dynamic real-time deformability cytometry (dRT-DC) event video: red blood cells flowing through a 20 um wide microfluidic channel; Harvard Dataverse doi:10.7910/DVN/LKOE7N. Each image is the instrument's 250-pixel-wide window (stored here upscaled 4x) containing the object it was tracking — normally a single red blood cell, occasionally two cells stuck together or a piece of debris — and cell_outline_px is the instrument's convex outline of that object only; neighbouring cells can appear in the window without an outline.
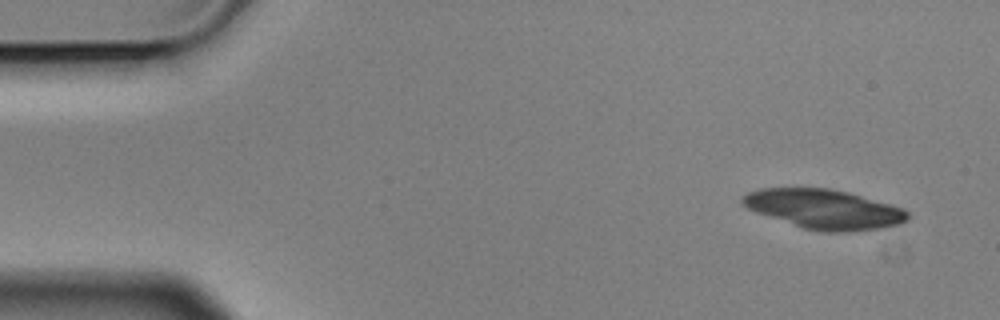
{"species": "Egyptian fruit bat (a non-hibernating species)", "species_latin": "Rousettus aegyptiacus", "temperature_condition": "cold", "stored_images_in_passage": 5, "camera_frame_rate_fps": 3000, "um_per_image_px": 0.085, "animal": {"sex": "male"}, "frame": {"image": 1, "passage_image": 1, "time_ms": 0.0, "image_size_px": [1000, 320], "cell_outline_px": [[908, 220], [900, 224], [880, 228], [848, 232], [824, 232], [804, 228], [756, 212], [740, 204], [740, 200], [748, 192], [760, 188], [828, 188], [848, 192], [892, 204], [904, 208], [908, 212]], "centroid_in_image_um": [70.07, 17.77], "position_along_channel_um": 14.9, "area_um2": 37.97}}